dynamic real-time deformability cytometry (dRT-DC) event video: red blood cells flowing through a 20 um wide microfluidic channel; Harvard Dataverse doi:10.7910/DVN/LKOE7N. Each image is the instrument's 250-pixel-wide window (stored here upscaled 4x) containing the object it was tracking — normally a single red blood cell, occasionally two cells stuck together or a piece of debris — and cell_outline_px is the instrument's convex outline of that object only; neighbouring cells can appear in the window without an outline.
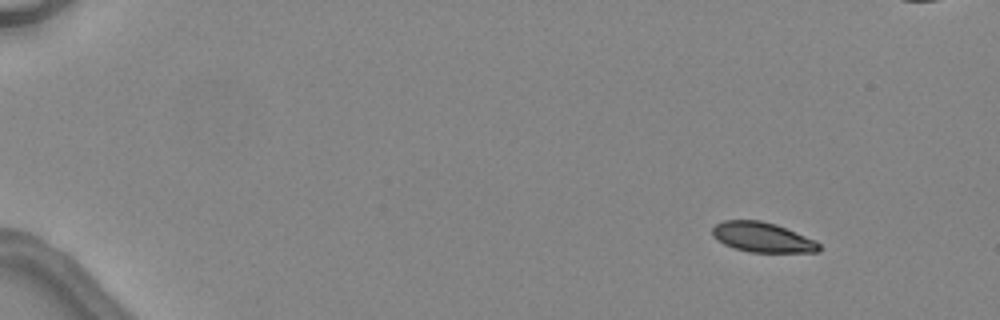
{"species": "common noctule bat (a hibernating species)", "species_latin": "Nyctalus noctula", "temperature_condition": "warm", "stored_images_in_passage": 5, "camera_frame_rate_fps": 3000, "um_per_image_px": 0.085, "animal": {"sex": "female", "body_mass_g": 24.6, "forearm_length_mm": 56.2}, "frame": {"image": 1, "passage_image": 1, "time_ms": 0.0, "image_size_px": [1000, 320], "cell_outline_px": [[820, 252], [748, 252], [732, 248], [716, 240], [712, 236], [712, 228], [716, 224], [724, 220], [760, 220], [776, 224], [816, 240], [820, 244]], "centroid_in_image_um": [64.79, 20.17], "position_along_channel_um": 20.2, "area_um2": 18.79}}